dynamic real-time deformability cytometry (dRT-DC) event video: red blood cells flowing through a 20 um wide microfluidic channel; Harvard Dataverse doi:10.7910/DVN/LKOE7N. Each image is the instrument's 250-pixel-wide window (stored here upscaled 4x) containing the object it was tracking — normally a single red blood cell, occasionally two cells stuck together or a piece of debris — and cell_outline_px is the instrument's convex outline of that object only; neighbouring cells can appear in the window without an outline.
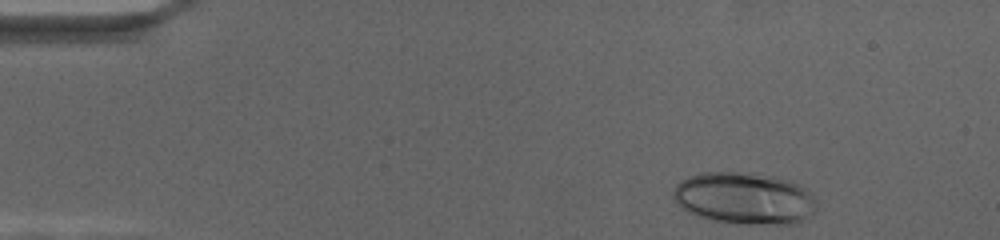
{"species": "human", "species_latin": "Homo sapiens", "temperature_condition": "cold", "stored_images_in_passage": 50, "camera_frame_rate_fps": 3000, "um_per_image_px": 0.085, "donor": {"sex": "female"}, "frame": {"image": 1, "passage_image": 1, "time_ms": 0.0, "image_size_px": [1000, 240], "cell_outline_px": [[816, 208], [800, 224], [752, 224], [716, 220], [696, 216], [680, 208], [672, 196], [672, 192], [676, 184], [680, 180], [688, 176], [700, 172], [740, 172], [776, 176], [788, 180], [804, 188], [812, 196], [816, 204]], "centroid_in_image_um": [63.23, 16.85], "position_along_channel_um": 21.8, "area_um2": 43.47}}
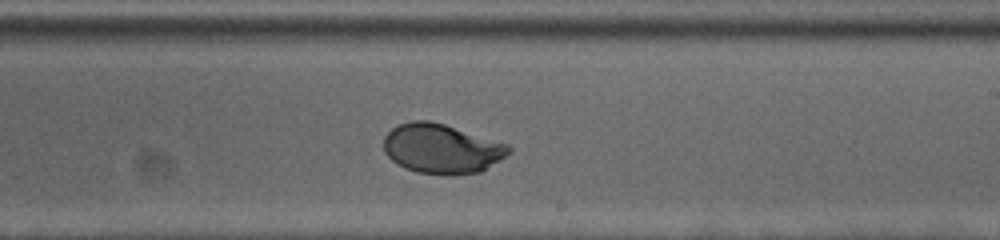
{"frame": {"image": 2, "passage_image": 34, "time_ms": 11.0, "image_size_px": [1000, 240], "cell_outline_px": [[512, 152], [500, 160], [480, 172], [416, 172], [404, 168], [396, 164], [384, 152], [384, 136], [392, 128], [400, 124], [412, 120], [428, 120], [444, 124], [508, 144], [512, 148]], "centroid_in_image_um": [37.52, 12.6], "position_along_channel_um": 251.5, "area_um2": 35.43}}
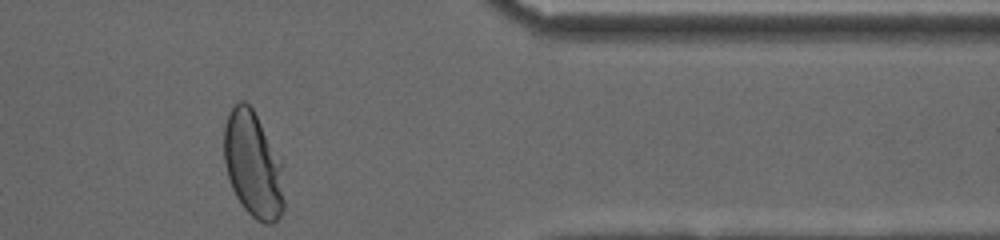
{"frame": {"image": 3, "passage_image": 50, "time_ms": 16.333, "image_size_px": [1000, 240], "cell_outline_px": [[284, 208], [280, 216], [272, 224], [264, 224], [256, 220], [244, 208], [236, 196], [232, 188], [224, 164], [224, 124], [228, 112], [240, 100], [244, 100], [252, 108], [284, 160]], "centroid_in_image_um": [21.55, 13.99], "position_along_channel_um": 389.8, "area_um2": 38.09}}